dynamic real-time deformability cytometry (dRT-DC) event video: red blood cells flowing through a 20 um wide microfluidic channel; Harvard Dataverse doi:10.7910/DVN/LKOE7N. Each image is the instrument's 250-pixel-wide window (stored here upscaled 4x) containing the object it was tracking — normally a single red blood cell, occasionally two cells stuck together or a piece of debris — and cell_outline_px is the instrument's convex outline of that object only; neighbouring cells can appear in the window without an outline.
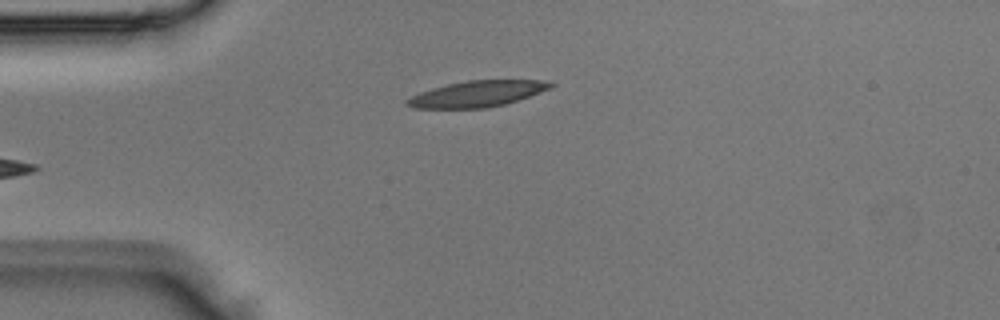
{"species": "Egyptian fruit bat (a non-hibernating species)", "species_latin": "Rousettus aegyptiacus", "temperature_condition": "room temperature", "stored_images_in_passage": 2, "camera_frame_rate_fps": 3000, "um_per_image_px": 0.085, "animal": {"sex": "male"}, "frame": {"image": 1, "passage_image": 2, "time_ms": 0.333, "image_size_px": [1000, 320], "cell_outline_px": [[556, 84], [552, 88], [504, 104], [488, 108], [412, 108], [404, 104], [404, 100], [420, 92], [432, 88], [448, 84], [468, 80], [552, 80]], "centroid_in_image_um": [40.57, 7.97], "position_along_channel_um": 44.4, "area_um2": 21.85}}